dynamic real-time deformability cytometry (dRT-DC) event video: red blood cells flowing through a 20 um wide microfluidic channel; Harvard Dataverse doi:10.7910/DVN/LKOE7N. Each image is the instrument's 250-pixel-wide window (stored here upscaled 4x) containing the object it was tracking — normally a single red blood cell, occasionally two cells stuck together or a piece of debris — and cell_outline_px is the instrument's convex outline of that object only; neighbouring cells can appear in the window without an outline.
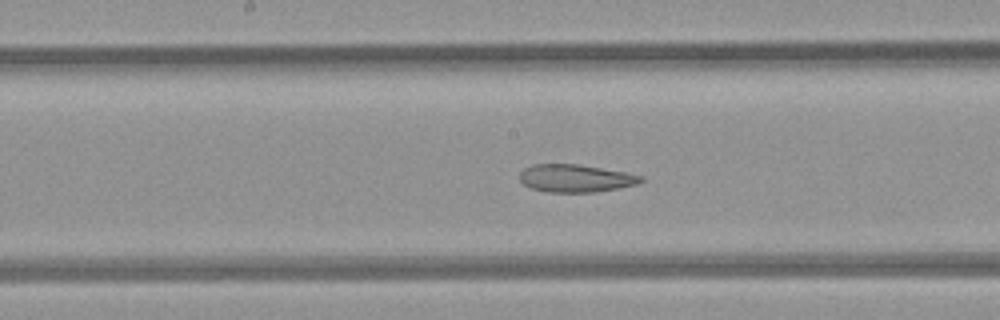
{"species": "common noctule bat (a hibernating species)", "species_latin": "Nyctalus noctula", "temperature_condition": "room temperature", "stored_images_in_passage": 26, "camera_frame_rate_fps": 3000, "um_per_image_px": 0.085, "animal": {"sex": "female", "body_mass_g": 21.9}, "frame": {"image": 1, "passage_image": 12, "time_ms": 3.667, "image_size_px": [1000, 320], "cell_outline_px": [[644, 180], [640, 184], [620, 188], [596, 192], [548, 192], [532, 188], [524, 184], [520, 180], [520, 172], [524, 168], [532, 164], [576, 164], [624, 172], [644, 176]], "centroid_in_image_um": [48.95, 15.16], "position_along_channel_um": 199.2, "area_um2": 19.59}}
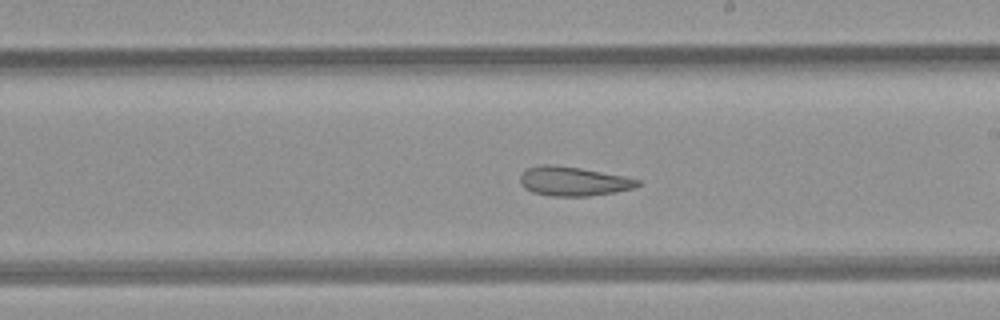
{"frame": {"image": 2, "passage_image": 15, "time_ms": 4.667, "image_size_px": [1000, 320], "cell_outline_px": [[640, 184], [632, 188], [616, 192], [588, 196], [552, 196], [532, 192], [524, 188], [520, 184], [520, 176], [528, 168], [544, 164], [552, 164], [580, 168], [624, 176], [640, 180]], "centroid_in_image_um": [48.72, 15.41], "position_along_channel_um": 240.3, "area_um2": 19.88}}